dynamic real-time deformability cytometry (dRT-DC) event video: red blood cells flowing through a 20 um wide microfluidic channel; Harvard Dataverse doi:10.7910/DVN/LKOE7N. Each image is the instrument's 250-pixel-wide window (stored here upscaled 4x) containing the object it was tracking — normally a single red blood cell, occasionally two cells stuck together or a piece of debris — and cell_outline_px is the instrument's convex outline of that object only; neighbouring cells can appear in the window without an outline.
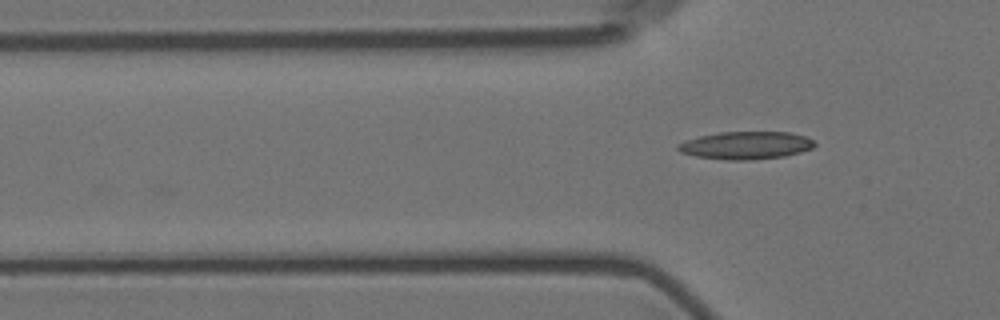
{"species": "Egyptian fruit bat (a non-hibernating species)", "species_latin": "Rousettus aegyptiacus", "temperature_condition": "room temperature", "stored_images_in_passage": 6, "camera_frame_rate_fps": 3000, "um_per_image_px": 0.085, "animal": {"sex": "female"}, "frame": {"image": 1, "passage_image": 6, "time_ms": 5.667, "image_size_px": [1000, 320], "cell_outline_px": [[816, 144], [812, 148], [800, 152], [784, 156], [752, 160], [732, 160], [696, 156], [680, 152], [676, 148], [676, 144], [684, 140], [700, 136], [720, 132], [792, 132], [804, 136], [812, 140]], "centroid_in_image_um": [63.38, 12.35], "position_along_channel_um": 62.4, "area_um2": 22.02}}